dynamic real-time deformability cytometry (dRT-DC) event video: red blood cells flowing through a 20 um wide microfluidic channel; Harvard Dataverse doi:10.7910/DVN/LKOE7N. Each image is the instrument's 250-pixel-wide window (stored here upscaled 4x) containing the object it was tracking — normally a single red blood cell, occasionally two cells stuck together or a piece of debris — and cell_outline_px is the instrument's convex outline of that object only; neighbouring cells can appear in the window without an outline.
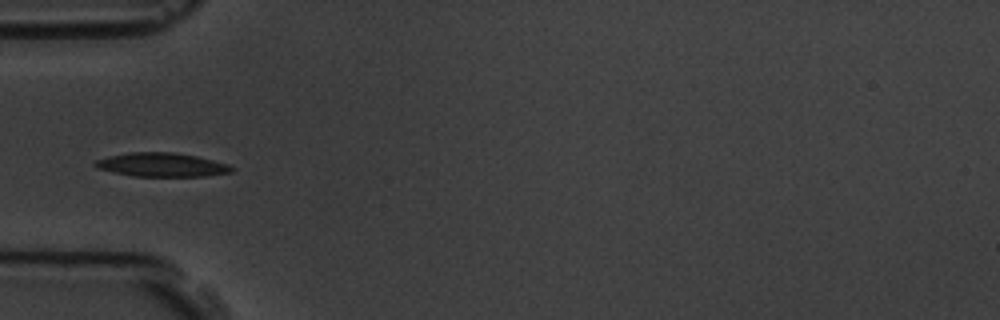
{"species": "common noctule bat (a hibernating species)", "species_latin": "Nyctalus noctula", "temperature_condition": "room temperature", "stored_images_in_passage": 7, "camera_frame_rate_fps": 3000, "um_per_image_px": 0.085, "animal": {"sex": "male", "body_mass_g": 19.5, "forearm_length_mm": 54.6}, "frame": {"image": 1, "passage_image": 5, "time_ms": 5.333, "image_size_px": [1000, 320], "cell_outline_px": [[236, 168], [232, 172], [204, 176], [132, 176], [96, 168], [92, 164], [96, 160], [108, 156], [128, 152], [172, 152], [196, 156], [228, 164]], "centroid_in_image_um": [13.73, 14.0], "position_along_channel_um": 71.3, "area_um2": 18.96}}
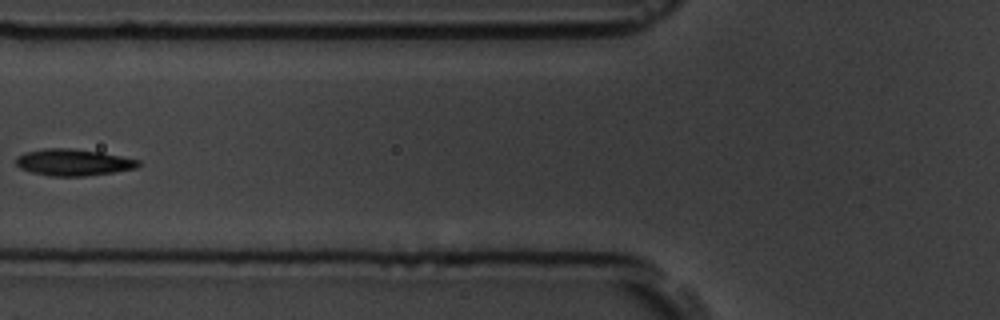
{"frame": {"image": 2, "passage_image": 6, "time_ms": 6.667, "image_size_px": [1000, 320], "cell_outline_px": [[140, 164], [136, 168], [112, 172], [84, 176], [52, 176], [32, 172], [20, 168], [16, 164], [16, 156], [24, 152], [44, 148], [72, 148], [100, 152], [140, 160]], "centroid_in_image_um": [6.2, 13.79], "position_along_channel_um": 119.6, "area_um2": 18.9}}
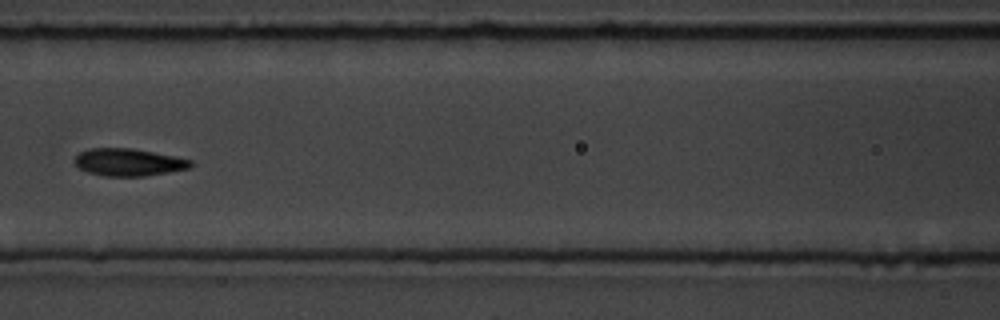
{"frame": {"image": 3, "passage_image": 7, "time_ms": 7.667, "image_size_px": [1000, 320], "cell_outline_px": [[192, 168], [144, 176], [104, 176], [88, 172], [80, 168], [76, 164], [76, 156], [80, 152], [88, 148], [132, 148], [176, 156], [192, 160]], "centroid_in_image_um": [10.96, 13.78], "position_along_channel_um": 155.6, "area_um2": 18.5}}